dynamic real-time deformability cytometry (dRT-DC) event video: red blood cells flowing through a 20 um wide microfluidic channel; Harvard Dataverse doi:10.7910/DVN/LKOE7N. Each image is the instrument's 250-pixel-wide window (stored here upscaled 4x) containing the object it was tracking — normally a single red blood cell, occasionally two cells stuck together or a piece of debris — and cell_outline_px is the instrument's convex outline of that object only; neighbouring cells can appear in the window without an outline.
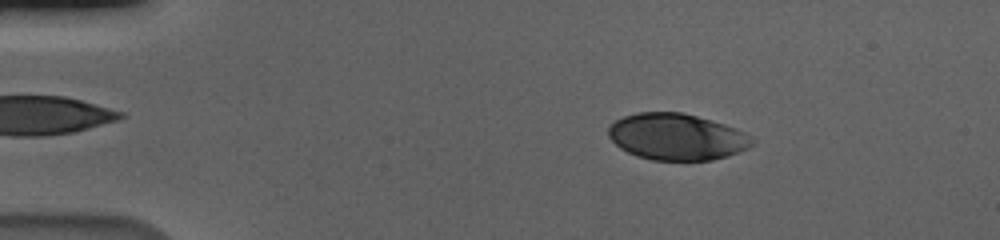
{"species": "human", "species_latin": "Homo sapiens", "temperature_condition": "cold", "stored_images_in_passage": 57, "camera_frame_rate_fps": 3000, "um_per_image_px": 0.085, "donor": {"sex": "male"}, "frame": {"image": 1, "passage_image": 9, "time_ms": 2.667, "image_size_px": [1000, 240], "cell_outline_px": [[756, 140], [748, 148], [740, 152], [728, 156], [712, 160], [652, 160], [636, 156], [620, 148], [608, 136], [608, 128], [616, 120], [624, 116], [636, 112], [680, 112], [712, 120], [724, 124]], "centroid_in_image_um": [57.49, 11.63], "position_along_channel_um": 27.5, "area_um2": 38.73}}
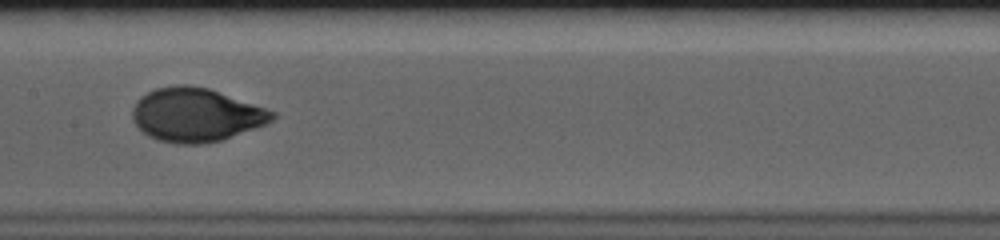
{"frame": {"image": 2, "passage_image": 29, "time_ms": 9.333, "image_size_px": [1000, 240], "cell_outline_px": [[276, 116], [272, 120], [264, 124], [220, 140], [200, 144], [176, 144], [156, 140], [148, 136], [136, 124], [132, 116], [132, 108], [136, 100], [140, 96], [156, 88], [180, 84], [184, 84], [208, 88], [276, 112]], "centroid_in_image_um": [16.6, 9.76], "position_along_channel_um": 190.8, "area_um2": 43.29}}
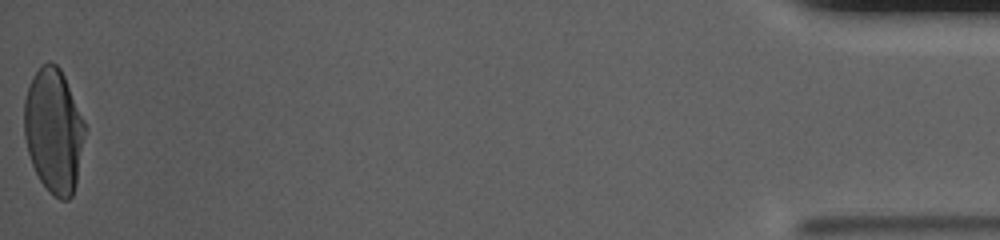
{"frame": {"image": 3, "passage_image": 57, "time_ms": 18.667, "image_size_px": [1000, 240], "cell_outline_px": [[84, 132], [76, 184], [72, 196], [68, 200], [60, 200], [52, 196], [40, 180], [32, 164], [28, 152], [24, 136], [24, 100], [28, 88], [40, 64], [48, 60], [56, 64], [60, 68], [64, 76], [84, 120]], "centroid_in_image_um": [4.55, 11.1], "position_along_channel_um": 430.7, "area_um2": 43.7}, "authors_computed_cell_mechanics": {"area_um2": 42.4252, "velocity_mm_per_s": 3.5662, "shape_relaxation_time_tau1_ms": 3.5433, "shape_relaxation_time_tau2_ms": null, "deformation_change_tau1": 0.1763, "deformation_change_tau2": null}}